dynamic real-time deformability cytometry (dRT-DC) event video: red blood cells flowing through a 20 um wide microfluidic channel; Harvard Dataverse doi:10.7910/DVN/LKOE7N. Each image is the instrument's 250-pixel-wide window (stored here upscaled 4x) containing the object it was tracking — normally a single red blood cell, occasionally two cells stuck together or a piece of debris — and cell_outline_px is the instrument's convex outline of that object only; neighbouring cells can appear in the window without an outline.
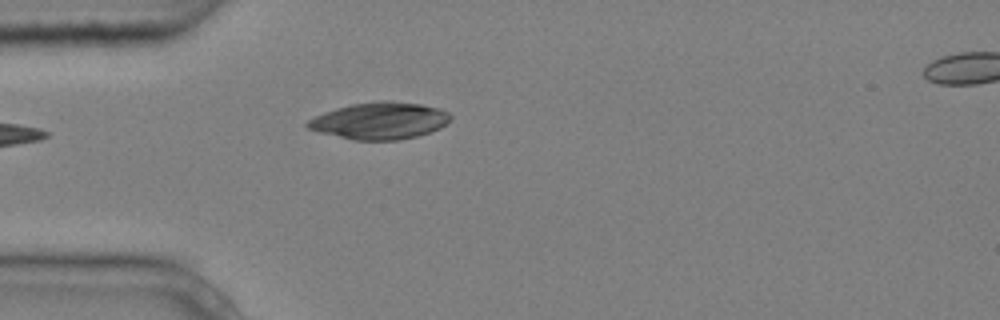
{"species": "common noctule bat (a hibernating species)", "species_latin": "Nyctalus noctula", "temperature_condition": "cold", "stored_images_in_passage": 2, "segment_of_instrument_passage": [1, 2], "camera_frame_rate_fps": 3000, "um_per_image_px": 0.085, "animal": {"sex": "male", "body_mass_g": 20.4}, "frame": {"image": 1, "passage_image": 1, "time_ms": 0.0, "image_size_px": [1000, 320], "cell_outline_px": [[452, 120], [448, 124], [440, 128], [416, 136], [400, 140], [352, 140], [320, 132], [308, 128], [304, 124], [308, 120], [324, 112], [336, 108], [352, 104], [380, 100], [392, 100], [420, 104], [440, 108], [448, 112], [452, 116]], "centroid_in_image_um": [32.31, 10.25], "position_along_channel_um": 52.7, "area_um2": 30.92}}